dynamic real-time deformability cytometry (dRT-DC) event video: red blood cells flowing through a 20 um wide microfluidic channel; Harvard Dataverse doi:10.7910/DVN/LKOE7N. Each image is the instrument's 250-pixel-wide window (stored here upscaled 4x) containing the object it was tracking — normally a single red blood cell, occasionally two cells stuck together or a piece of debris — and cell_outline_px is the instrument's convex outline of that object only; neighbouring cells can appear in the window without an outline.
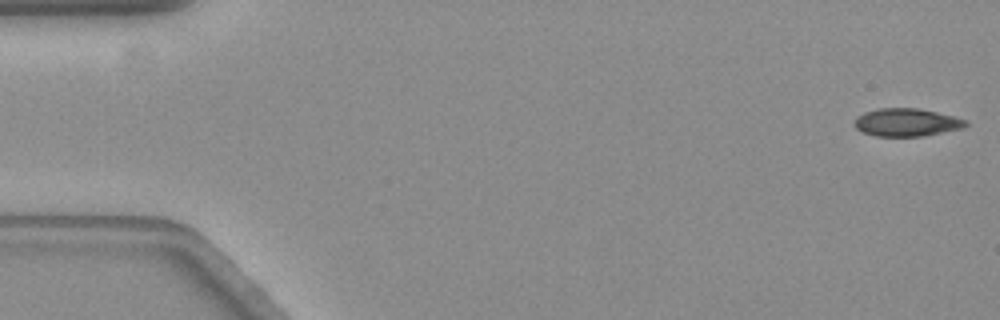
{"species": "common noctule bat (a hibernating species)", "species_latin": "Nyctalus noctula", "temperature_condition": "warm", "stored_images_in_passage": 4, "camera_frame_rate_fps": 3000, "um_per_image_px": 0.085, "animal": {"sex": "female", "body_mass_g": 19.3, "forearm_length_mm": 54.1}, "frame": {"image": 1, "passage_image": 1, "time_ms": 0.0, "image_size_px": [1000, 320], "cell_outline_px": [[968, 124], [960, 128], [920, 136], [876, 136], [864, 132], [856, 128], [852, 124], [856, 116], [864, 112], [880, 108], [916, 108], [936, 112], [968, 120]], "centroid_in_image_um": [77.0, 10.39], "position_along_channel_um": 8.0, "area_um2": 17.86}}